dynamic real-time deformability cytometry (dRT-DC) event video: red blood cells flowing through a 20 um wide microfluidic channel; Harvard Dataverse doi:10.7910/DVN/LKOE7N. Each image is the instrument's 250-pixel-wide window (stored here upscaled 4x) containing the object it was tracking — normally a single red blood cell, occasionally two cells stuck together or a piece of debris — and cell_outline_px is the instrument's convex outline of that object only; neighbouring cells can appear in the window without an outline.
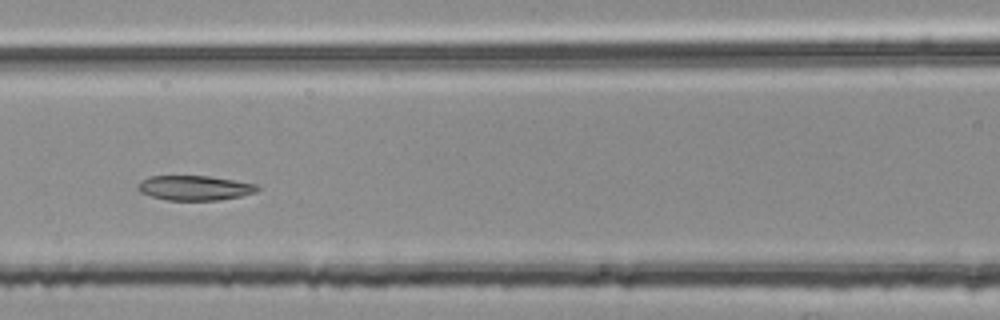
{"species": "common noctule bat (a hibernating species)", "species_latin": "Nyctalus noctula", "temperature_condition": "room temperature", "stored_images_in_passage": 47, "segment_of_instrument_passage": [2, 2], "camera_frame_rate_fps": 3000, "um_per_image_px": 0.085, "animal": {"sex": "female", "body_mass_g": 25.1}, "frame": {"image": 1, "passage_image": 20, "time_ms": 6.333, "image_size_px": [1000, 320], "cell_outline_px": [[260, 188], [256, 192], [240, 196], [220, 200], [164, 200], [140, 192], [136, 188], [136, 184], [140, 180], [148, 176], [208, 176], [256, 184]], "centroid_in_image_um": [16.49, 15.97], "position_along_channel_um": 150.1, "area_um2": 17.28}}
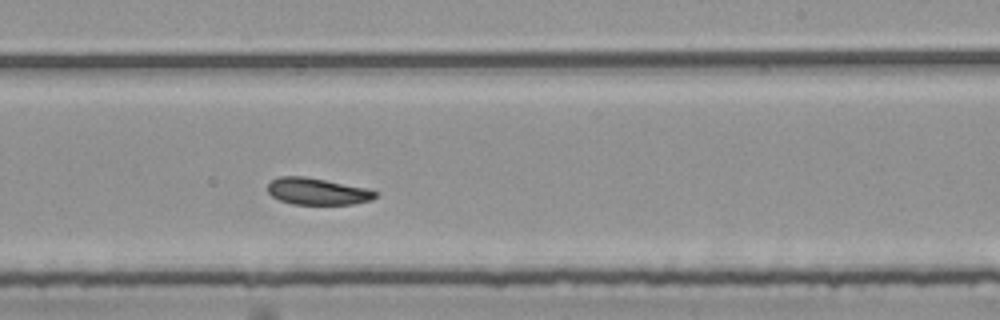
{"frame": {"image": 2, "passage_image": 29, "time_ms": 9.333, "image_size_px": [1000, 320], "cell_outline_px": [[380, 196], [372, 200], [352, 204], [292, 204], [280, 200], [272, 196], [268, 192], [268, 184], [272, 180], [280, 176], [304, 176], [364, 188], [380, 192]], "centroid_in_image_um": [27.0, 16.28], "position_along_channel_um": 262.0, "area_um2": 16.7}}
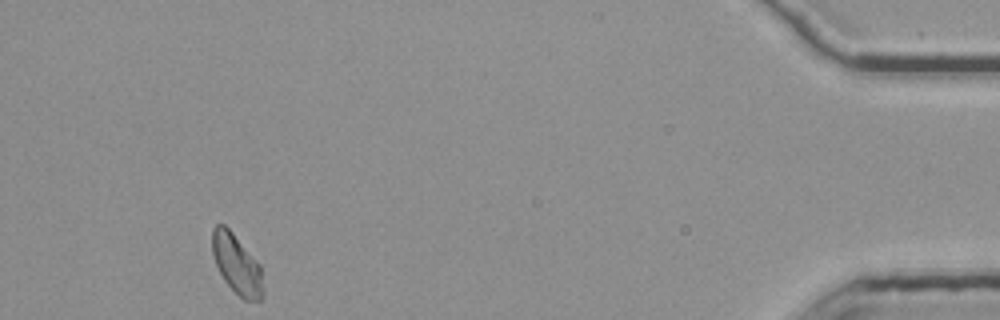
{"frame": {"image": 3, "passage_image": 47, "time_ms": 15.333, "image_size_px": [1000, 320], "cell_outline_px": [[264, 292], [260, 300], [244, 300], [224, 280], [212, 256], [212, 228], [216, 224], [224, 224], [232, 232], [260, 264]], "centroid_in_image_um": [20.12, 22.44], "position_along_channel_um": 415.1, "area_um2": 17.51}}